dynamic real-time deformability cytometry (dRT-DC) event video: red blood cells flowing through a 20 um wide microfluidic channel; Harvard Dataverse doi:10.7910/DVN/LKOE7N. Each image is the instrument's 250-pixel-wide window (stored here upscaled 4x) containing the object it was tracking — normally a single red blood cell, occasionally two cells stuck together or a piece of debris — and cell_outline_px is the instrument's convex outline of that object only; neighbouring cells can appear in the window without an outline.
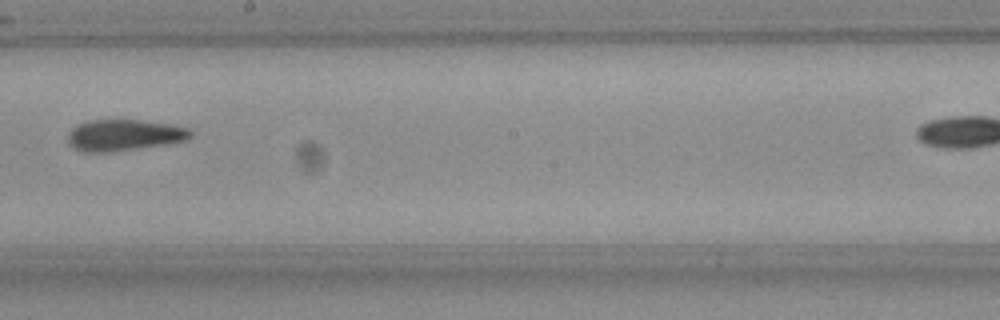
{"species": "Egyptian fruit bat (a non-hibernating species)", "species_latin": "Rousettus aegyptiacus", "temperature_condition": "room temperature", "stored_images_in_passage": 8, "segment_of_instrument_passage": [1, 2], "camera_frame_rate_fps": 3000, "um_per_image_px": 0.085, "frame": {"image": 1, "passage_image": 7, "time_ms": 2.0, "image_size_px": [1000, 320], "cell_outline_px": [[192, 136], [188, 140], [168, 144], [108, 152], [84, 152], [68, 144], [68, 132], [76, 124], [88, 120], [140, 120], [172, 124], [188, 128], [192, 132]], "centroid_in_image_um": [10.56, 11.48], "position_along_channel_um": 237.6, "area_um2": 22.54}}